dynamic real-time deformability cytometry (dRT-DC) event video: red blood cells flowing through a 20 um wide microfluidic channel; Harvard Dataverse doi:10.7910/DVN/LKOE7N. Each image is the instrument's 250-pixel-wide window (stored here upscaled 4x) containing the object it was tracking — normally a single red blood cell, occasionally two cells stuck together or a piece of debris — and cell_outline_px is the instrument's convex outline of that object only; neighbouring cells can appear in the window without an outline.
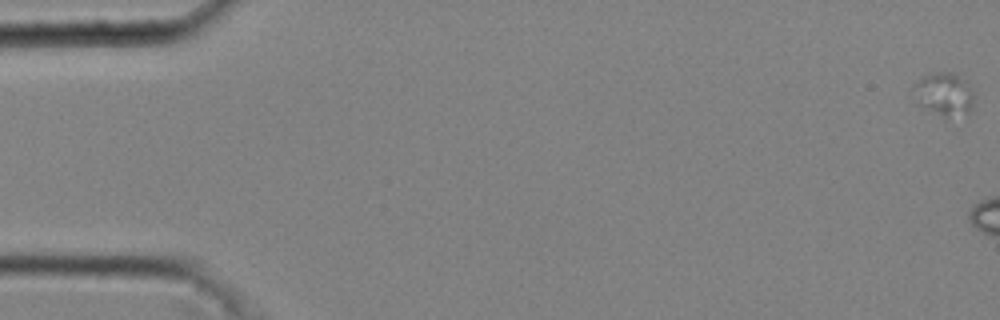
{"species": "common noctule bat (a hibernating species)", "species_latin": "Nyctalus noctula", "temperature_condition": "cold", "stored_images_in_passage": 6, "camera_frame_rate_fps": 3000, "um_per_image_px": 0.085, "animal": {"sex": "male", "body_mass_g": 20.4}, "frame": {"image": 1, "passage_image": 1, "time_ms": 0.0, "image_size_px": [1000, 320], "cell_outline_px": [[972, 108], [968, 112], [948, 116], [944, 116], [924, 108], [916, 104], [916, 84], [924, 76], [940, 72], [952, 72], [968, 84], [972, 92]], "centroid_in_image_um": [80.25, 8.0], "position_along_channel_um": 4.7, "area_um2": 14.33}}